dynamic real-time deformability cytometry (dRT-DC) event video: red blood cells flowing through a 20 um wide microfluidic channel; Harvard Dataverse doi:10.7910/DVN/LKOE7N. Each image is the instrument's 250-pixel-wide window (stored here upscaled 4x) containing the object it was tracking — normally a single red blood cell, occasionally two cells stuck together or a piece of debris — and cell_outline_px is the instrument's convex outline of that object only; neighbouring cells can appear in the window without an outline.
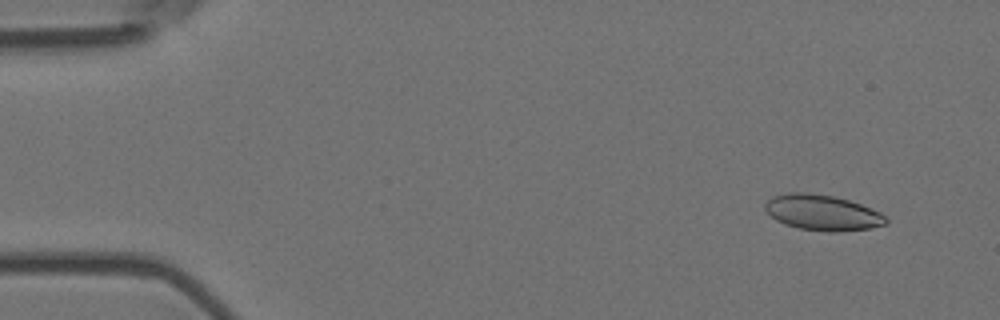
{"species": "Egyptian fruit bat (a non-hibernating species)", "species_latin": "Rousettus aegyptiacus", "temperature_condition": "room temperature", "stored_images_in_passage": 4, "camera_frame_rate_fps": 3000, "um_per_image_px": 0.085, "animal": {"sex": "female"}, "frame": {"image": 1, "passage_image": 1, "time_ms": 0.0, "image_size_px": [1000, 320], "cell_outline_px": [[888, 224], [868, 228], [840, 232], [832, 232], [800, 228], [784, 224], [776, 220], [764, 208], [764, 204], [772, 196], [788, 192], [808, 192], [836, 196], [860, 204], [880, 212], [888, 220]], "centroid_in_image_um": [69.9, 18.06], "position_along_channel_um": 15.1, "area_um2": 25.09}}